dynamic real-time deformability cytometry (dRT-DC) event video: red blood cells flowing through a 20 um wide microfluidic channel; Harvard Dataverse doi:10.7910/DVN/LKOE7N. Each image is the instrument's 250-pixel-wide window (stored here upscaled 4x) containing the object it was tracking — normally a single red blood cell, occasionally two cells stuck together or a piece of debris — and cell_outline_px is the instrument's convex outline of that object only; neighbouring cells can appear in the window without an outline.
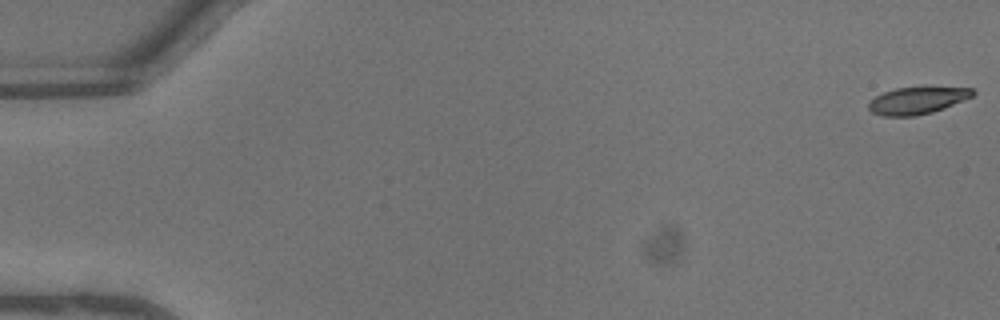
{"species": "common noctule bat (a hibernating species)", "species_latin": "Nyctalus noctula", "temperature_condition": "warm", "stored_images_in_passage": 46, "camera_frame_rate_fps": 3000, "um_per_image_px": 0.085, "animal": {"sex": "male", "body_mass_g": 13.3}, "frame": {"image": 1, "passage_image": 1, "time_ms": 0.0, "image_size_px": [1000, 320], "cell_outline_px": [[976, 92], [972, 96], [944, 108], [932, 112], [912, 116], [884, 116], [872, 112], [868, 108], [868, 104], [876, 96], [884, 92], [896, 88], [972, 88]], "centroid_in_image_um": [77.94, 8.55], "position_along_channel_um": 7.1, "area_um2": 15.95}}
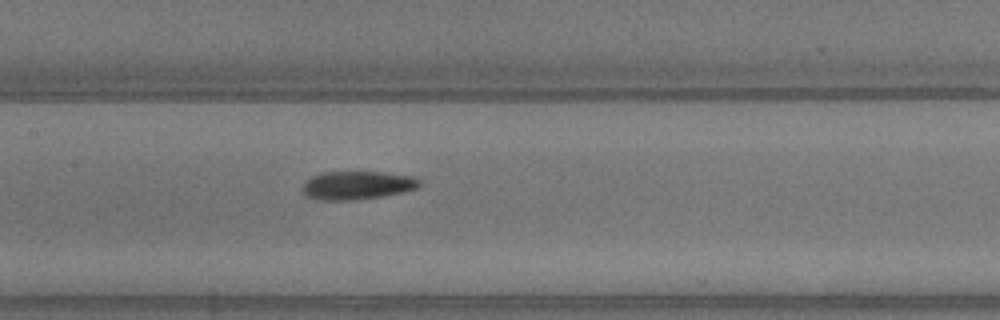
{"frame": {"image": 2, "passage_image": 23, "time_ms": 7.333, "image_size_px": [1000, 320], "cell_outline_px": [[424, 184], [416, 188], [404, 192], [356, 200], [320, 200], [304, 196], [300, 188], [304, 180], [312, 176], [324, 172], [384, 172], [416, 176], [424, 180]], "centroid_in_image_um": [30.38, 15.74], "position_along_channel_um": 177.0, "area_um2": 19.88}}
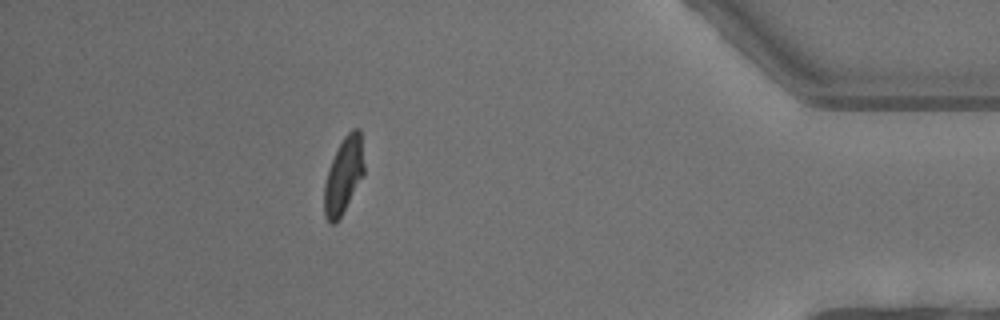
{"frame": {"image": 3, "passage_image": 41, "time_ms": 13.333, "image_size_px": [1000, 320], "cell_outline_px": [[364, 176], [340, 216], [332, 224], [324, 216], [324, 184], [328, 168], [344, 136], [352, 128], [360, 128], [364, 164]], "centroid_in_image_um": [29.21, 14.88], "position_along_channel_um": 406.0, "area_um2": 17.51}, "authors_computed_cell_mechanics": {"area_um2": 18.4093, "velocity_mm_per_s": 4.6223, "shape_relaxation_time_tau1_ms": 4.4524, "shape_relaxation_time_tau2_ms": 3.5151, "deformation_change_tau1": 0.1861, "deformation_change_tau2": 0.0951}}